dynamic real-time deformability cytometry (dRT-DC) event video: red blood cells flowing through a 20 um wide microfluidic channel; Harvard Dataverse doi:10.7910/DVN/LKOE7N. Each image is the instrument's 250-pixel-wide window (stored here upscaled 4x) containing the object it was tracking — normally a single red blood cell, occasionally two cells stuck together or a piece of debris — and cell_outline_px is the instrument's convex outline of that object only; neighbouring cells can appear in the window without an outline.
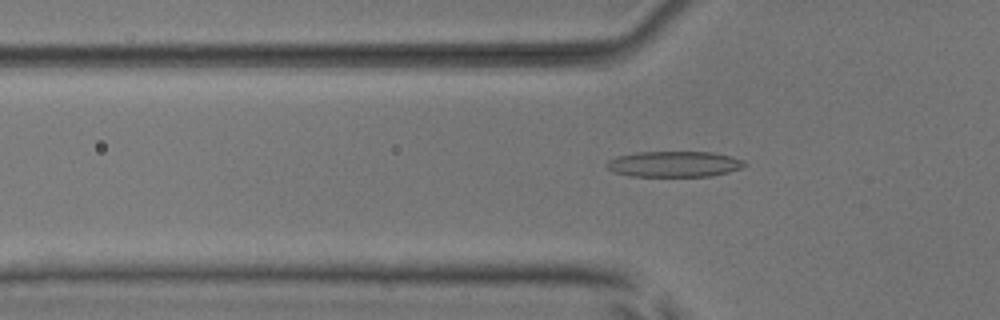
{"species": "common noctule bat (a hibernating species)", "species_latin": "Nyctalus noctula", "temperature_condition": "room temperature", "stored_images_in_passage": 45, "camera_frame_rate_fps": 3000, "um_per_image_px": 0.085, "animal": {"sex": "male", "body_mass_g": 17.9, "forearm_length_mm": 54.2}, "frame": {"image": 1, "passage_image": 10, "time_ms": 3.0, "image_size_px": [1000, 320], "cell_outline_px": [[748, 164], [740, 168], [728, 172], [712, 176], [632, 176], [616, 172], [608, 168], [604, 164], [608, 160], [616, 156], [636, 152], [712, 152], [732, 156], [744, 160]], "centroid_in_image_um": [57.32, 13.94], "position_along_channel_um": 68.5, "area_um2": 20.75}}
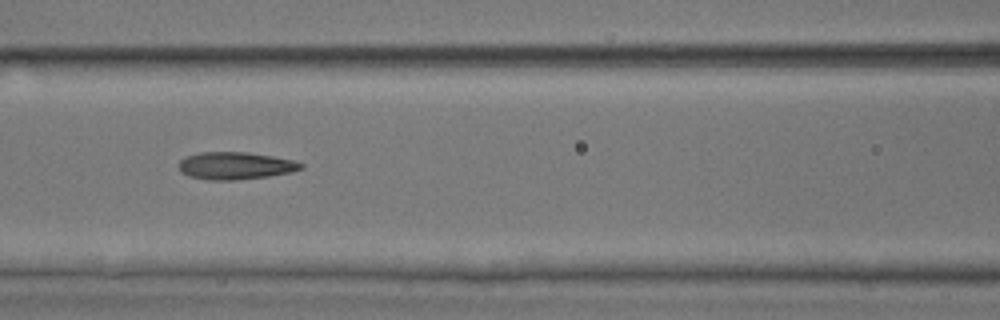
{"frame": {"image": 2, "passage_image": 16, "time_ms": 5.0, "image_size_px": [1000, 320], "cell_outline_px": [[304, 168], [292, 172], [268, 176], [236, 180], [212, 180], [188, 176], [180, 172], [176, 164], [184, 156], [200, 152], [248, 152], [272, 156], [292, 160], [304, 164]], "centroid_in_image_um": [19.96, 14.08], "position_along_channel_um": 146.6, "area_um2": 19.71}}
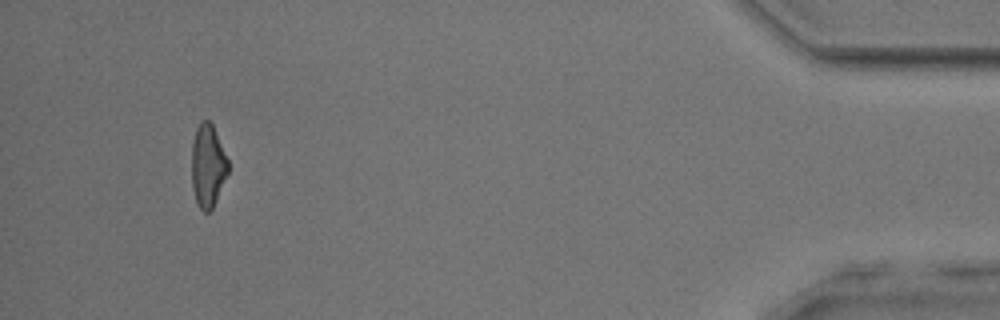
{"frame": {"image": 3, "passage_image": 42, "time_ms": 13.667, "image_size_px": [1000, 320], "cell_outline_px": [[228, 172], [216, 200], [212, 208], [208, 212], [204, 212], [196, 204], [192, 188], [192, 140], [196, 128], [200, 120], [208, 120], [212, 124], [228, 160]], "centroid_in_image_um": [17.64, 14.09], "position_along_channel_um": 417.6, "area_um2": 17.57}, "authors_computed_cell_mechanics": {"area_um2": 18.9006, "velocity_mm_per_s": 3.9288, "shape_relaxation_time_tau1_ms": 10.6578, "shape_relaxation_time_tau2_ms": 2.288, "deformation_change_tau1": 0.2414, "deformation_change_tau2": 0.1052}}